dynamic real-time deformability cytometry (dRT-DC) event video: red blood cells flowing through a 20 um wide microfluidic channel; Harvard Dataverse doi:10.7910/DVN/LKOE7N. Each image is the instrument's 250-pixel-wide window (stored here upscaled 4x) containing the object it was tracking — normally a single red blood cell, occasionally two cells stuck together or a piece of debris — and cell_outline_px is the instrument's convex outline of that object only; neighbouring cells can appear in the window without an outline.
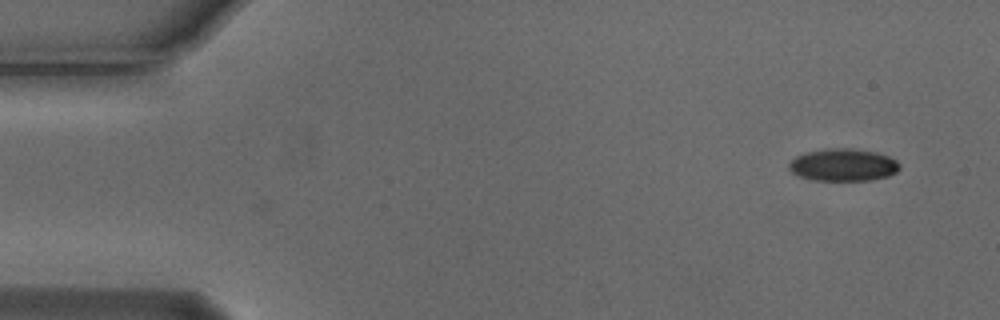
{"species": "Egyptian fruit bat (a non-hibernating species)", "species_latin": "Rousettus aegyptiacus", "temperature_condition": "cold", "stored_images_in_passage": 51, "camera_frame_rate_fps": 3000, "um_per_image_px": 0.085, "animal": {"sex": "male"}, "frame": {"image": 1, "passage_image": 1, "time_ms": 0.0, "image_size_px": [1000, 320], "cell_outline_px": [[900, 168], [896, 172], [888, 176], [872, 180], [812, 180], [800, 176], [792, 172], [788, 168], [788, 164], [796, 156], [808, 152], [828, 148], [848, 148], [876, 152], [888, 156], [896, 160], [900, 164]], "centroid_in_image_um": [71.68, 14.02], "position_along_channel_um": 13.3, "area_um2": 20.81}}
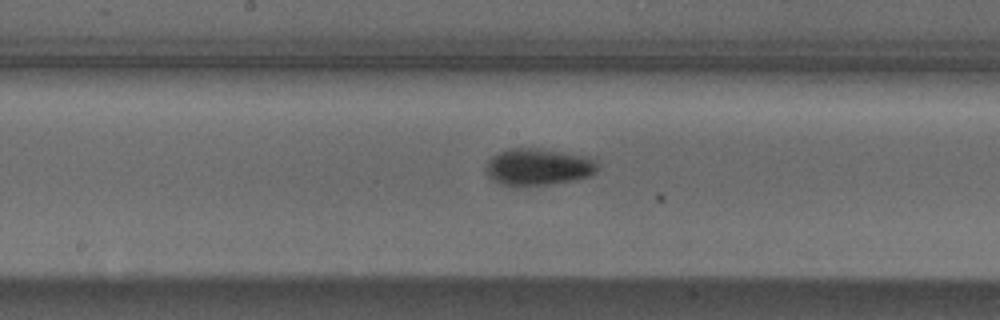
{"frame": {"image": 2, "passage_image": 25, "time_ms": 8.0, "image_size_px": [1000, 320], "cell_outline_px": [[600, 164], [596, 172], [592, 176], [576, 180], [548, 184], [500, 184], [492, 180], [488, 176], [484, 168], [488, 160], [492, 156], [508, 148], [536, 148], [588, 156]], "centroid_in_image_um": [45.78, 14.17], "position_along_channel_um": 202.4, "area_um2": 23.93}}
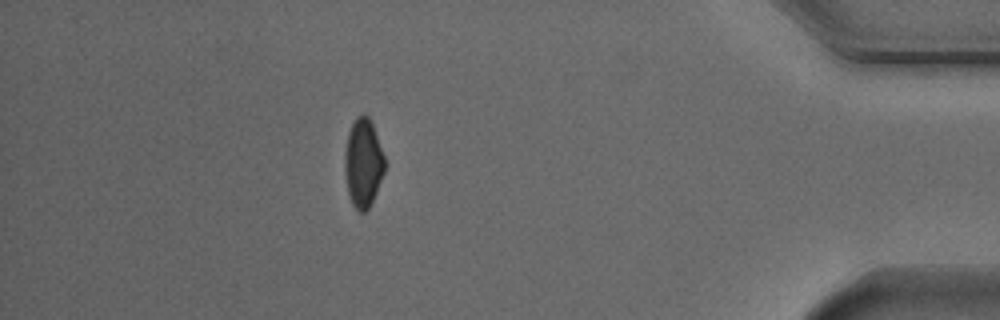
{"frame": {"image": 3, "passage_image": 45, "time_ms": 14.667, "image_size_px": [1000, 320], "cell_outline_px": [[384, 172], [376, 192], [368, 208], [364, 212], [360, 212], [352, 204], [348, 192], [344, 168], [344, 152], [348, 132], [356, 116], [364, 112], [368, 116], [372, 124], [384, 156]], "centroid_in_image_um": [30.84, 13.82], "position_along_channel_um": 404.4, "area_um2": 20.46}, "authors_computed_cell_mechanics": {"area_um2": 21.6172, "velocity_mm_per_s": 3.7768, "shape_relaxation_time_tau1_ms": 2.6195, "shape_relaxation_time_tau2_ms": null, "deformation_change_tau1": 0.1134, "deformation_change_tau2": null}}